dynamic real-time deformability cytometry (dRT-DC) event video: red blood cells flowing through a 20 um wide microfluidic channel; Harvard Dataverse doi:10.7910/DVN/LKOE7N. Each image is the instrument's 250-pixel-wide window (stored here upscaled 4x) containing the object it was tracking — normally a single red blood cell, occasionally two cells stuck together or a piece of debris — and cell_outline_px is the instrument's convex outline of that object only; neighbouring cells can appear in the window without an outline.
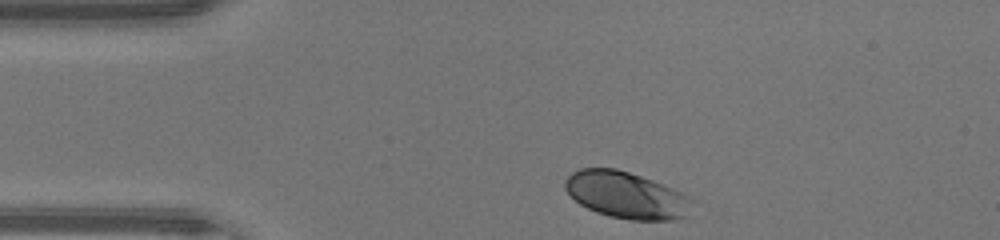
{"species": "human", "species_latin": "Homo sapiens", "temperature_condition": "warm", "stored_images_in_passage": 30, "camera_frame_rate_fps": 3000, "um_per_image_px": 0.085, "donor": {"sex": "male"}, "frame": {"image": 1, "passage_image": 1, "time_ms": 0.0, "image_size_px": [1000, 240], "cell_outline_px": [[692, 200], [688, 216], [676, 220], [628, 220], [608, 216], [596, 212], [580, 204], [564, 188], [564, 180], [572, 172], [580, 168], [616, 168], [652, 180], [672, 188], [688, 196]], "centroid_in_image_um": [53.22, 16.59], "position_along_channel_um": 31.8, "area_um2": 34.51}}
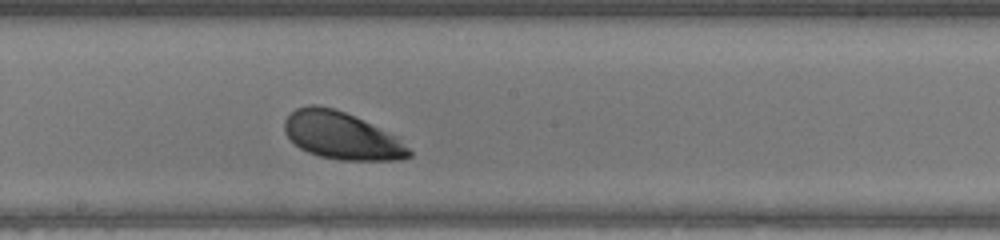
{"frame": {"image": 2, "passage_image": 17, "time_ms": 5.333, "image_size_px": [1000, 240], "cell_outline_px": [[412, 156], [400, 160], [340, 160], [320, 156], [308, 152], [300, 148], [284, 132], [284, 120], [296, 108], [308, 104], [316, 104], [332, 108], [344, 112], [392, 136], [408, 148], [412, 152]], "centroid_in_image_um": [28.96, 11.54], "position_along_channel_um": 219.2, "area_um2": 33.47}}
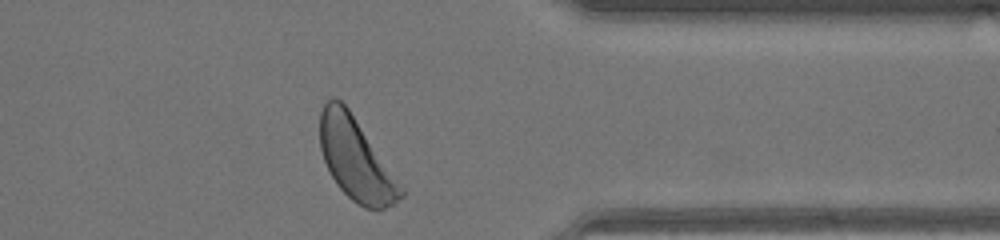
{"frame": {"image": 3, "passage_image": 29, "time_ms": 9.333, "image_size_px": [1000, 240], "cell_outline_px": [[404, 196], [392, 204], [384, 208], [364, 208], [352, 200], [336, 184], [324, 160], [320, 148], [320, 112], [324, 104], [332, 96], [340, 100], [348, 108], [404, 188]], "centroid_in_image_um": [30.24, 13.53], "position_along_channel_um": 381.2, "area_um2": 38.09}, "authors_computed_cell_mechanics": {"area_um2": 34.7378, "velocity_mm_per_s": 4.3849, "shape_relaxation_time_tau1_ms": 1.0167, "shape_relaxation_time_tau2_ms": null, "deformation_change_tau1": 0.1056, "deformation_change_tau2": null}}